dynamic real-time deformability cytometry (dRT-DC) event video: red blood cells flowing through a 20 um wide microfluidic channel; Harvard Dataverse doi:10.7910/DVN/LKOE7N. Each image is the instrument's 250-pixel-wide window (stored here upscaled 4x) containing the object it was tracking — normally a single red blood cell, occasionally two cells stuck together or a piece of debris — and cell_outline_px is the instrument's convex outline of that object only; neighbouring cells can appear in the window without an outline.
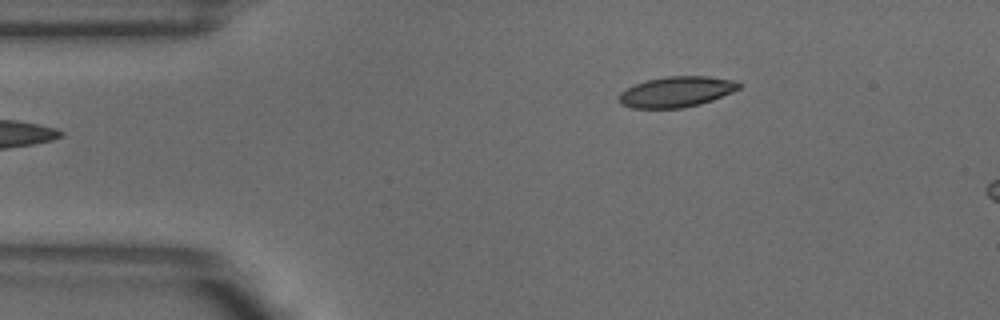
{"species": "common noctule bat (a hibernating species)", "species_latin": "Nyctalus noctula", "temperature_condition": "warm", "stored_images_in_passage": 4, "camera_frame_rate_fps": 3000, "um_per_image_px": 0.085, "animal": {"sex": "male", "body_mass_g": 18.8}, "frame": {"image": 1, "passage_image": 4, "time_ms": 1.0, "image_size_px": [1000, 320], "cell_outline_px": [[740, 88], [732, 92], [712, 100], [700, 104], [684, 108], [632, 108], [620, 104], [620, 92], [624, 88], [648, 80], [664, 76], [708, 76], [736, 80], [740, 84]], "centroid_in_image_um": [57.5, 7.8], "position_along_channel_um": 27.5, "area_um2": 21.44}}